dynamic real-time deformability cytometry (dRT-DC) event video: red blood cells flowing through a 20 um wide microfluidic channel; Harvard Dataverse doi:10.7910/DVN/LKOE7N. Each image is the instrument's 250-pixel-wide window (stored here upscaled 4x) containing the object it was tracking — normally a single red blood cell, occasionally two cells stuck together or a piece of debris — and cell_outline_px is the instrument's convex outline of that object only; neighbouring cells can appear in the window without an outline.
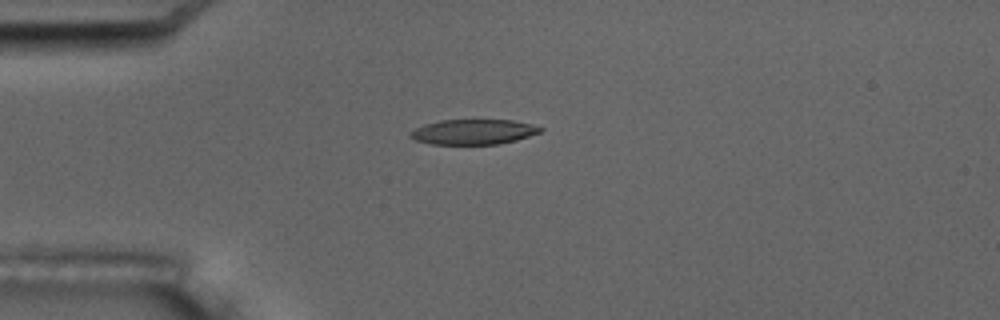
{"species": "common noctule bat (a hibernating species)", "species_latin": "Nyctalus noctula", "temperature_condition": "room temperature", "stored_images_in_passage": 9, "camera_frame_rate_fps": 3000, "um_per_image_px": 0.085, "animal": {"sex": "male", "body_mass_g": 17.5, "forearm_length_mm": 52.3}, "frame": {"image": 1, "passage_image": 4, "time_ms": 4.333, "image_size_px": [1000, 320], "cell_outline_px": [[544, 128], [540, 132], [516, 140], [500, 144], [432, 144], [416, 140], [408, 136], [408, 132], [424, 124], [440, 120], [512, 120], [532, 124]], "centroid_in_image_um": [40.22, 11.2], "position_along_channel_um": 44.8, "area_um2": 19.02}}
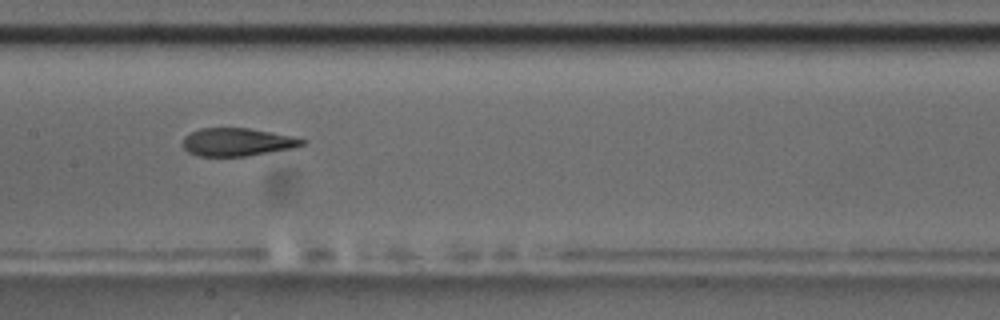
{"frame": {"image": 2, "passage_image": 8, "time_ms": 9.0, "image_size_px": [1000, 320], "cell_outline_px": [[304, 144], [292, 148], [248, 156], [196, 156], [188, 152], [184, 148], [184, 136], [200, 128], [248, 128], [292, 136], [304, 140]], "centroid_in_image_um": [20.13, 12.08], "position_along_channel_um": 187.3, "area_um2": 19.25}}